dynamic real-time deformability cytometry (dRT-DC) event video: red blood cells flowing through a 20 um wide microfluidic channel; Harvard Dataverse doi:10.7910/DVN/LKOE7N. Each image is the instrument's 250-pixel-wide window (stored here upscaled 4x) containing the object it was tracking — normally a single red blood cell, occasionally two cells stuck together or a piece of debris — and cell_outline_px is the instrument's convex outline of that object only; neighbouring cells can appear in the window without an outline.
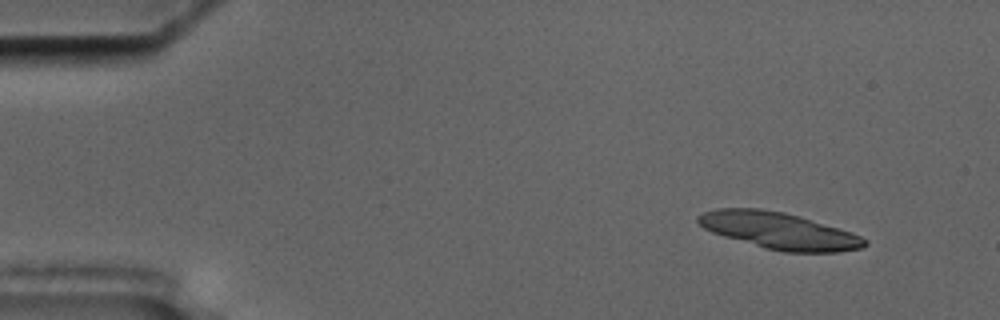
{"species": "common noctule bat (a hibernating species)", "species_latin": "Nyctalus noctula", "temperature_condition": "cold", "stored_images_in_passage": 6, "camera_frame_rate_fps": 3000, "um_per_image_px": 0.085, "animal": {"sex": "male", "body_mass_g": 17.5, "forearm_length_mm": 52.3}, "frame": {"image": 1, "passage_image": 2, "time_ms": 1.0, "image_size_px": [1000, 320], "cell_outline_px": [[868, 244], [864, 248], [836, 252], [784, 252], [764, 248], [724, 236], [712, 232], [704, 228], [696, 220], [696, 216], [704, 212], [716, 208], [760, 208], [784, 212], [800, 216], [852, 232], [868, 240]], "centroid_in_image_um": [66.23, 19.61], "position_along_channel_um": 18.8, "area_um2": 35.66}}